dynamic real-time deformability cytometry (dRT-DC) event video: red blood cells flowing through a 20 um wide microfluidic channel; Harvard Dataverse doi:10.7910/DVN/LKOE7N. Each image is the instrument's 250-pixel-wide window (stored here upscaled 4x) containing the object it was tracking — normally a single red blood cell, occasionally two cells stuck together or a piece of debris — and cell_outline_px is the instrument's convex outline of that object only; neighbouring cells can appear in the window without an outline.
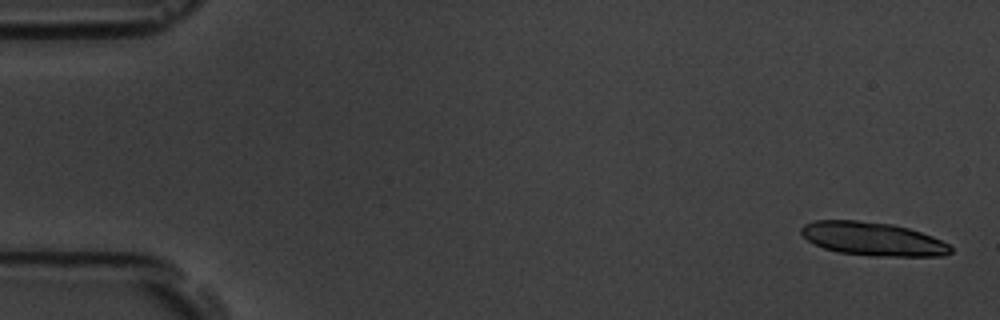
{"species": "common noctule bat (a hibernating species)", "species_latin": "Nyctalus noctula", "temperature_condition": "room temperature", "stored_images_in_passage": 11, "camera_frame_rate_fps": 3000, "um_per_image_px": 0.085, "animal": {"sex": "male", "body_mass_g": 19.5, "forearm_length_mm": 54.6}, "frame": {"image": 1, "passage_image": 1, "time_ms": 0.0, "image_size_px": [1000, 320], "cell_outline_px": [[952, 252], [944, 256], [872, 256], [836, 252], [812, 244], [800, 232], [800, 228], [804, 224], [812, 220], [856, 220], [892, 224], [908, 228], [932, 236], [948, 244], [952, 248]], "centroid_in_image_um": [74.15, 20.31], "position_along_channel_um": 10.8, "area_um2": 29.3}}
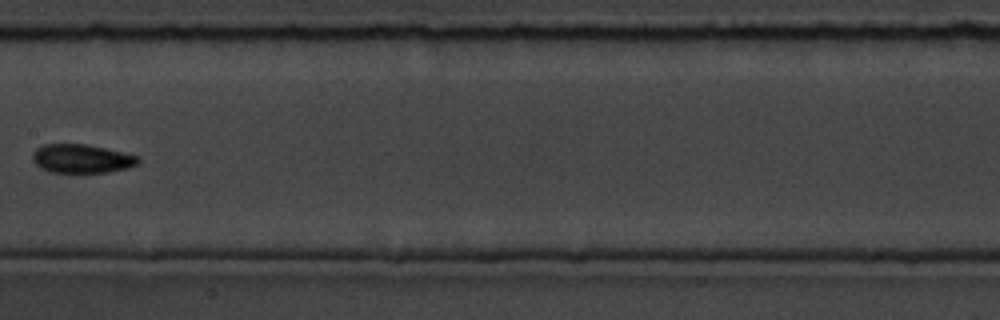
{"frame": {"image": 2, "passage_image": 8, "time_ms": 9.333, "image_size_px": [1000, 320], "cell_outline_px": [[140, 160], [136, 164], [128, 168], [108, 172], [48, 172], [40, 168], [32, 160], [32, 152], [36, 148], [44, 144], [84, 144], [104, 148], [136, 156]], "centroid_in_image_um": [6.87, 13.49], "position_along_channel_um": 200.5, "area_um2": 17.51}}
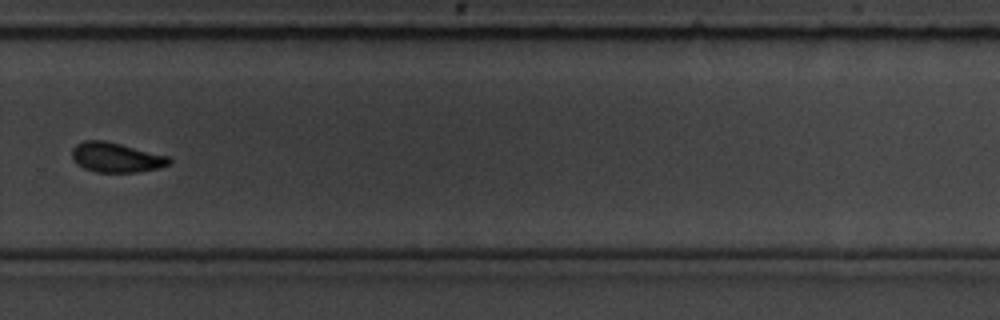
{"frame": {"image": 3, "passage_image": 11, "time_ms": 12.667, "image_size_px": [1000, 320], "cell_outline_px": [[172, 160], [168, 164], [160, 168], [136, 172], [96, 172], [84, 168], [76, 164], [72, 160], [72, 148], [76, 144], [84, 140], [104, 140], [168, 156]], "centroid_in_image_um": [9.83, 13.38], "position_along_channel_um": 320.0, "area_um2": 16.82}}